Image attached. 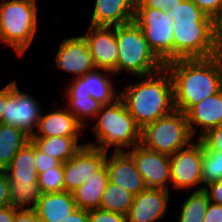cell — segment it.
Instances as JSON below:
<instances>
[{
  "instance_id": "7",
  "label": "cell",
  "mask_w": 222,
  "mask_h": 222,
  "mask_svg": "<svg viewBox=\"0 0 222 222\" xmlns=\"http://www.w3.org/2000/svg\"><path fill=\"white\" fill-rule=\"evenodd\" d=\"M173 21V60L217 55L213 20Z\"/></svg>"
},
{
  "instance_id": "34",
  "label": "cell",
  "mask_w": 222,
  "mask_h": 222,
  "mask_svg": "<svg viewBox=\"0 0 222 222\" xmlns=\"http://www.w3.org/2000/svg\"><path fill=\"white\" fill-rule=\"evenodd\" d=\"M89 222H127L126 216L102 209L89 210Z\"/></svg>"
},
{
  "instance_id": "13",
  "label": "cell",
  "mask_w": 222,
  "mask_h": 222,
  "mask_svg": "<svg viewBox=\"0 0 222 222\" xmlns=\"http://www.w3.org/2000/svg\"><path fill=\"white\" fill-rule=\"evenodd\" d=\"M107 157L94 146L83 145L76 154L63 163L64 191L72 192L86 182L104 164Z\"/></svg>"
},
{
  "instance_id": "1",
  "label": "cell",
  "mask_w": 222,
  "mask_h": 222,
  "mask_svg": "<svg viewBox=\"0 0 222 222\" xmlns=\"http://www.w3.org/2000/svg\"><path fill=\"white\" fill-rule=\"evenodd\" d=\"M173 82L174 108L186 113L222 89V62L209 58L178 59L165 64Z\"/></svg>"
},
{
  "instance_id": "40",
  "label": "cell",
  "mask_w": 222,
  "mask_h": 222,
  "mask_svg": "<svg viewBox=\"0 0 222 222\" xmlns=\"http://www.w3.org/2000/svg\"><path fill=\"white\" fill-rule=\"evenodd\" d=\"M147 8L168 10L177 4H181L184 0H140Z\"/></svg>"
},
{
  "instance_id": "10",
  "label": "cell",
  "mask_w": 222,
  "mask_h": 222,
  "mask_svg": "<svg viewBox=\"0 0 222 222\" xmlns=\"http://www.w3.org/2000/svg\"><path fill=\"white\" fill-rule=\"evenodd\" d=\"M42 110L37 98L29 92L21 91L14 80L12 92L5 99L1 123L20 128L32 136L37 130Z\"/></svg>"
},
{
  "instance_id": "30",
  "label": "cell",
  "mask_w": 222,
  "mask_h": 222,
  "mask_svg": "<svg viewBox=\"0 0 222 222\" xmlns=\"http://www.w3.org/2000/svg\"><path fill=\"white\" fill-rule=\"evenodd\" d=\"M202 179L204 186L222 180V151H206L203 146Z\"/></svg>"
},
{
  "instance_id": "2",
  "label": "cell",
  "mask_w": 222,
  "mask_h": 222,
  "mask_svg": "<svg viewBox=\"0 0 222 222\" xmlns=\"http://www.w3.org/2000/svg\"><path fill=\"white\" fill-rule=\"evenodd\" d=\"M120 91L127 110L143 129L159 118L171 114L174 108L173 82L166 67L147 76H137Z\"/></svg>"
},
{
  "instance_id": "24",
  "label": "cell",
  "mask_w": 222,
  "mask_h": 222,
  "mask_svg": "<svg viewBox=\"0 0 222 222\" xmlns=\"http://www.w3.org/2000/svg\"><path fill=\"white\" fill-rule=\"evenodd\" d=\"M81 137H31L33 144L42 152L59 159L62 163L73 157L86 143H80Z\"/></svg>"
},
{
  "instance_id": "41",
  "label": "cell",
  "mask_w": 222,
  "mask_h": 222,
  "mask_svg": "<svg viewBox=\"0 0 222 222\" xmlns=\"http://www.w3.org/2000/svg\"><path fill=\"white\" fill-rule=\"evenodd\" d=\"M14 222H40L34 210H17Z\"/></svg>"
},
{
  "instance_id": "25",
  "label": "cell",
  "mask_w": 222,
  "mask_h": 222,
  "mask_svg": "<svg viewBox=\"0 0 222 222\" xmlns=\"http://www.w3.org/2000/svg\"><path fill=\"white\" fill-rule=\"evenodd\" d=\"M31 136L20 128L0 123V169L4 170Z\"/></svg>"
},
{
  "instance_id": "43",
  "label": "cell",
  "mask_w": 222,
  "mask_h": 222,
  "mask_svg": "<svg viewBox=\"0 0 222 222\" xmlns=\"http://www.w3.org/2000/svg\"><path fill=\"white\" fill-rule=\"evenodd\" d=\"M16 211L11 205L0 207V222H14Z\"/></svg>"
},
{
  "instance_id": "8",
  "label": "cell",
  "mask_w": 222,
  "mask_h": 222,
  "mask_svg": "<svg viewBox=\"0 0 222 222\" xmlns=\"http://www.w3.org/2000/svg\"><path fill=\"white\" fill-rule=\"evenodd\" d=\"M133 21L143 31L156 56L164 64L173 61V18L164 10L147 8L140 0H136Z\"/></svg>"
},
{
  "instance_id": "15",
  "label": "cell",
  "mask_w": 222,
  "mask_h": 222,
  "mask_svg": "<svg viewBox=\"0 0 222 222\" xmlns=\"http://www.w3.org/2000/svg\"><path fill=\"white\" fill-rule=\"evenodd\" d=\"M88 42L96 68L108 69L117 77L118 45L115 37V26L89 25L82 34Z\"/></svg>"
},
{
  "instance_id": "33",
  "label": "cell",
  "mask_w": 222,
  "mask_h": 222,
  "mask_svg": "<svg viewBox=\"0 0 222 222\" xmlns=\"http://www.w3.org/2000/svg\"><path fill=\"white\" fill-rule=\"evenodd\" d=\"M198 140L206 151H222V125L208 130Z\"/></svg>"
},
{
  "instance_id": "11",
  "label": "cell",
  "mask_w": 222,
  "mask_h": 222,
  "mask_svg": "<svg viewBox=\"0 0 222 222\" xmlns=\"http://www.w3.org/2000/svg\"><path fill=\"white\" fill-rule=\"evenodd\" d=\"M115 73L108 69L96 68L83 76L71 79L65 88L66 96H91L102 105H108L120 98V92L115 88Z\"/></svg>"
},
{
  "instance_id": "22",
  "label": "cell",
  "mask_w": 222,
  "mask_h": 222,
  "mask_svg": "<svg viewBox=\"0 0 222 222\" xmlns=\"http://www.w3.org/2000/svg\"><path fill=\"white\" fill-rule=\"evenodd\" d=\"M108 181L107 167L104 164L84 184L72 191L77 208L88 211L99 209Z\"/></svg>"
},
{
  "instance_id": "18",
  "label": "cell",
  "mask_w": 222,
  "mask_h": 222,
  "mask_svg": "<svg viewBox=\"0 0 222 222\" xmlns=\"http://www.w3.org/2000/svg\"><path fill=\"white\" fill-rule=\"evenodd\" d=\"M186 116L191 134L196 139L208 130L222 125V89L193 105Z\"/></svg>"
},
{
  "instance_id": "39",
  "label": "cell",
  "mask_w": 222,
  "mask_h": 222,
  "mask_svg": "<svg viewBox=\"0 0 222 222\" xmlns=\"http://www.w3.org/2000/svg\"><path fill=\"white\" fill-rule=\"evenodd\" d=\"M203 222H222V205L210 201Z\"/></svg>"
},
{
  "instance_id": "27",
  "label": "cell",
  "mask_w": 222,
  "mask_h": 222,
  "mask_svg": "<svg viewBox=\"0 0 222 222\" xmlns=\"http://www.w3.org/2000/svg\"><path fill=\"white\" fill-rule=\"evenodd\" d=\"M209 202L204 190L191 191L188 198L181 204L180 210L176 211V214L174 212V217H177V222H203Z\"/></svg>"
},
{
  "instance_id": "20",
  "label": "cell",
  "mask_w": 222,
  "mask_h": 222,
  "mask_svg": "<svg viewBox=\"0 0 222 222\" xmlns=\"http://www.w3.org/2000/svg\"><path fill=\"white\" fill-rule=\"evenodd\" d=\"M136 0H95L89 25L119 26L133 22Z\"/></svg>"
},
{
  "instance_id": "37",
  "label": "cell",
  "mask_w": 222,
  "mask_h": 222,
  "mask_svg": "<svg viewBox=\"0 0 222 222\" xmlns=\"http://www.w3.org/2000/svg\"><path fill=\"white\" fill-rule=\"evenodd\" d=\"M10 205L9 179L5 170L0 169V207Z\"/></svg>"
},
{
  "instance_id": "35",
  "label": "cell",
  "mask_w": 222,
  "mask_h": 222,
  "mask_svg": "<svg viewBox=\"0 0 222 222\" xmlns=\"http://www.w3.org/2000/svg\"><path fill=\"white\" fill-rule=\"evenodd\" d=\"M57 166H63V163L59 159L40 151L35 146V168L38 174Z\"/></svg>"
},
{
  "instance_id": "9",
  "label": "cell",
  "mask_w": 222,
  "mask_h": 222,
  "mask_svg": "<svg viewBox=\"0 0 222 222\" xmlns=\"http://www.w3.org/2000/svg\"><path fill=\"white\" fill-rule=\"evenodd\" d=\"M170 157V186L176 190H203L202 161L203 144L194 140L189 146ZM195 187V188H194Z\"/></svg>"
},
{
  "instance_id": "5",
  "label": "cell",
  "mask_w": 222,
  "mask_h": 222,
  "mask_svg": "<svg viewBox=\"0 0 222 222\" xmlns=\"http://www.w3.org/2000/svg\"><path fill=\"white\" fill-rule=\"evenodd\" d=\"M115 37L119 53L118 76L125 71L135 77L147 76L165 67V64L149 47L143 31L134 21L115 26Z\"/></svg>"
},
{
  "instance_id": "38",
  "label": "cell",
  "mask_w": 222,
  "mask_h": 222,
  "mask_svg": "<svg viewBox=\"0 0 222 222\" xmlns=\"http://www.w3.org/2000/svg\"><path fill=\"white\" fill-rule=\"evenodd\" d=\"M203 190L211 202L222 205V180L205 185Z\"/></svg>"
},
{
  "instance_id": "29",
  "label": "cell",
  "mask_w": 222,
  "mask_h": 222,
  "mask_svg": "<svg viewBox=\"0 0 222 222\" xmlns=\"http://www.w3.org/2000/svg\"><path fill=\"white\" fill-rule=\"evenodd\" d=\"M67 98V109L73 114L76 120L88 129L92 119L100 111L102 104L93 99L91 96H65ZM89 121V126H88Z\"/></svg>"
},
{
  "instance_id": "19",
  "label": "cell",
  "mask_w": 222,
  "mask_h": 222,
  "mask_svg": "<svg viewBox=\"0 0 222 222\" xmlns=\"http://www.w3.org/2000/svg\"><path fill=\"white\" fill-rule=\"evenodd\" d=\"M44 113L42 110L37 131L31 137H80L84 134V127L65 106Z\"/></svg>"
},
{
  "instance_id": "14",
  "label": "cell",
  "mask_w": 222,
  "mask_h": 222,
  "mask_svg": "<svg viewBox=\"0 0 222 222\" xmlns=\"http://www.w3.org/2000/svg\"><path fill=\"white\" fill-rule=\"evenodd\" d=\"M54 58L56 68L73 74V79L96 69L88 42L83 35L63 38Z\"/></svg>"
},
{
  "instance_id": "12",
  "label": "cell",
  "mask_w": 222,
  "mask_h": 222,
  "mask_svg": "<svg viewBox=\"0 0 222 222\" xmlns=\"http://www.w3.org/2000/svg\"><path fill=\"white\" fill-rule=\"evenodd\" d=\"M127 153L133 158L136 167L148 188H159L170 191V157L138 144Z\"/></svg>"
},
{
  "instance_id": "31",
  "label": "cell",
  "mask_w": 222,
  "mask_h": 222,
  "mask_svg": "<svg viewBox=\"0 0 222 222\" xmlns=\"http://www.w3.org/2000/svg\"><path fill=\"white\" fill-rule=\"evenodd\" d=\"M38 187L42 194L64 191L63 166L52 167L39 173Z\"/></svg>"
},
{
  "instance_id": "36",
  "label": "cell",
  "mask_w": 222,
  "mask_h": 222,
  "mask_svg": "<svg viewBox=\"0 0 222 222\" xmlns=\"http://www.w3.org/2000/svg\"><path fill=\"white\" fill-rule=\"evenodd\" d=\"M194 2L207 16L214 19L220 12L222 0H191Z\"/></svg>"
},
{
  "instance_id": "16",
  "label": "cell",
  "mask_w": 222,
  "mask_h": 222,
  "mask_svg": "<svg viewBox=\"0 0 222 222\" xmlns=\"http://www.w3.org/2000/svg\"><path fill=\"white\" fill-rule=\"evenodd\" d=\"M170 191L147 188L136 194L126 215L127 222L162 221L169 211Z\"/></svg>"
},
{
  "instance_id": "3",
  "label": "cell",
  "mask_w": 222,
  "mask_h": 222,
  "mask_svg": "<svg viewBox=\"0 0 222 222\" xmlns=\"http://www.w3.org/2000/svg\"><path fill=\"white\" fill-rule=\"evenodd\" d=\"M96 121L91 128L96 141L86 142L102 152H127L141 142V128L130 114L121 98L115 102L102 105L94 118ZM96 142V143H95Z\"/></svg>"
},
{
  "instance_id": "28",
  "label": "cell",
  "mask_w": 222,
  "mask_h": 222,
  "mask_svg": "<svg viewBox=\"0 0 222 222\" xmlns=\"http://www.w3.org/2000/svg\"><path fill=\"white\" fill-rule=\"evenodd\" d=\"M134 195L128 190L108 181L101 198L100 209L127 215Z\"/></svg>"
},
{
  "instance_id": "44",
  "label": "cell",
  "mask_w": 222,
  "mask_h": 222,
  "mask_svg": "<svg viewBox=\"0 0 222 222\" xmlns=\"http://www.w3.org/2000/svg\"><path fill=\"white\" fill-rule=\"evenodd\" d=\"M12 92V82L5 85L2 89H0V123L2 122V114L4 113L5 109V99L11 94Z\"/></svg>"
},
{
  "instance_id": "46",
  "label": "cell",
  "mask_w": 222,
  "mask_h": 222,
  "mask_svg": "<svg viewBox=\"0 0 222 222\" xmlns=\"http://www.w3.org/2000/svg\"><path fill=\"white\" fill-rule=\"evenodd\" d=\"M217 57L222 62V37L217 41Z\"/></svg>"
},
{
  "instance_id": "42",
  "label": "cell",
  "mask_w": 222,
  "mask_h": 222,
  "mask_svg": "<svg viewBox=\"0 0 222 222\" xmlns=\"http://www.w3.org/2000/svg\"><path fill=\"white\" fill-rule=\"evenodd\" d=\"M61 222H89V211L77 208Z\"/></svg>"
},
{
  "instance_id": "32",
  "label": "cell",
  "mask_w": 222,
  "mask_h": 222,
  "mask_svg": "<svg viewBox=\"0 0 222 222\" xmlns=\"http://www.w3.org/2000/svg\"><path fill=\"white\" fill-rule=\"evenodd\" d=\"M166 13L173 20H213L191 0H184L181 4L170 7Z\"/></svg>"
},
{
  "instance_id": "23",
  "label": "cell",
  "mask_w": 222,
  "mask_h": 222,
  "mask_svg": "<svg viewBox=\"0 0 222 222\" xmlns=\"http://www.w3.org/2000/svg\"><path fill=\"white\" fill-rule=\"evenodd\" d=\"M9 180L25 183H38V172L35 168V145L29 141L13 157L4 169Z\"/></svg>"
},
{
  "instance_id": "26",
  "label": "cell",
  "mask_w": 222,
  "mask_h": 222,
  "mask_svg": "<svg viewBox=\"0 0 222 222\" xmlns=\"http://www.w3.org/2000/svg\"><path fill=\"white\" fill-rule=\"evenodd\" d=\"M11 206L17 210H35L42 192L38 183L9 180Z\"/></svg>"
},
{
  "instance_id": "6",
  "label": "cell",
  "mask_w": 222,
  "mask_h": 222,
  "mask_svg": "<svg viewBox=\"0 0 222 222\" xmlns=\"http://www.w3.org/2000/svg\"><path fill=\"white\" fill-rule=\"evenodd\" d=\"M194 140L186 113L174 110L141 129L140 144L149 150L171 155Z\"/></svg>"
},
{
  "instance_id": "45",
  "label": "cell",
  "mask_w": 222,
  "mask_h": 222,
  "mask_svg": "<svg viewBox=\"0 0 222 222\" xmlns=\"http://www.w3.org/2000/svg\"><path fill=\"white\" fill-rule=\"evenodd\" d=\"M214 34L218 41L222 37V7L219 14L213 19Z\"/></svg>"
},
{
  "instance_id": "21",
  "label": "cell",
  "mask_w": 222,
  "mask_h": 222,
  "mask_svg": "<svg viewBox=\"0 0 222 222\" xmlns=\"http://www.w3.org/2000/svg\"><path fill=\"white\" fill-rule=\"evenodd\" d=\"M77 209L72 192L45 193L36 204L40 222H61Z\"/></svg>"
},
{
  "instance_id": "17",
  "label": "cell",
  "mask_w": 222,
  "mask_h": 222,
  "mask_svg": "<svg viewBox=\"0 0 222 222\" xmlns=\"http://www.w3.org/2000/svg\"><path fill=\"white\" fill-rule=\"evenodd\" d=\"M111 153V156L107 153L105 160L109 182L128 190L134 196L148 188L127 152Z\"/></svg>"
},
{
  "instance_id": "4",
  "label": "cell",
  "mask_w": 222,
  "mask_h": 222,
  "mask_svg": "<svg viewBox=\"0 0 222 222\" xmlns=\"http://www.w3.org/2000/svg\"><path fill=\"white\" fill-rule=\"evenodd\" d=\"M37 0H3L0 3V42L22 57L38 31Z\"/></svg>"
}]
</instances>
